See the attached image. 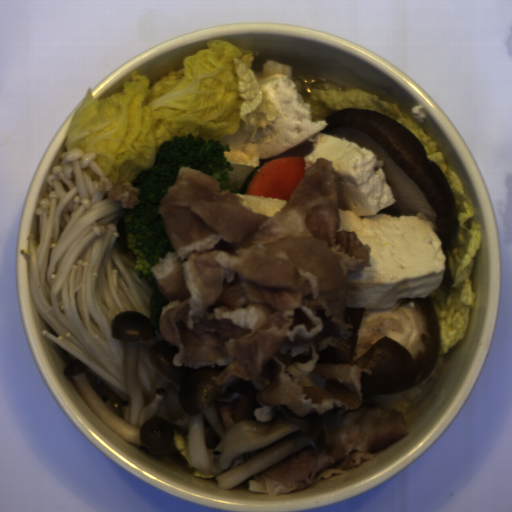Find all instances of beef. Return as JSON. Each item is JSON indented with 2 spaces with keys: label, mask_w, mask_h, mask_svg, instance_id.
<instances>
[{
  "label": "beef",
  "mask_w": 512,
  "mask_h": 512,
  "mask_svg": "<svg viewBox=\"0 0 512 512\" xmlns=\"http://www.w3.org/2000/svg\"><path fill=\"white\" fill-rule=\"evenodd\" d=\"M206 173L182 167L160 203L176 252L151 269L169 302L160 316L175 367L225 366L210 378L233 402H218L225 433L254 409L286 406L323 416L325 441L256 474L267 498L306 489L369 462L409 436L404 416L364 403L357 364L319 363L355 326L345 318L349 271L372 266L370 244L338 231L353 201L334 160L316 157L290 200L268 216L244 206Z\"/></svg>",
  "instance_id": "beef-1"
},
{
  "label": "beef",
  "mask_w": 512,
  "mask_h": 512,
  "mask_svg": "<svg viewBox=\"0 0 512 512\" xmlns=\"http://www.w3.org/2000/svg\"><path fill=\"white\" fill-rule=\"evenodd\" d=\"M101 189L110 201H116L120 208L132 209L140 204L139 196L142 194L140 188L131 183V181H122L114 185L108 179L98 181Z\"/></svg>",
  "instance_id": "beef-2"
}]
</instances>
